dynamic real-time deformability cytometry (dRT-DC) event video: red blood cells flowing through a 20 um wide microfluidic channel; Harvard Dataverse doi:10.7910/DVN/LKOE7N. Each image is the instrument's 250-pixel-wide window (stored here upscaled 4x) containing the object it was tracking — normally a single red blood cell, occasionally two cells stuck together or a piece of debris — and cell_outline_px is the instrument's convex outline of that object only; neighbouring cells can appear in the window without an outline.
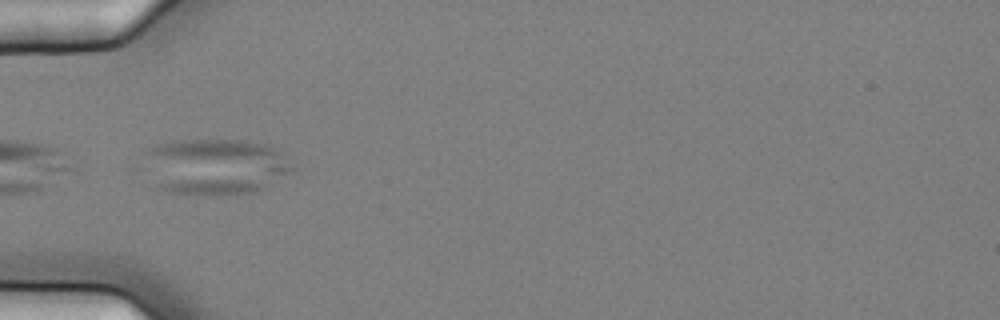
{"species": "common noctule bat (a hibernating species)", "species_latin": "Nyctalus noctula", "temperature_condition": "cold", "stored_images_in_passage": 7, "camera_frame_rate_fps": 3000, "um_per_image_px": 0.085, "animal": {"sex": "female", "body_mass_g": 25.1}, "frame": {"image": 1, "passage_image": 7, "time_ms": 2.0, "image_size_px": [1000, 320], "cell_outline_px": [[296, 168], [292, 172], [264, 188], [256, 192], [216, 196], [196, 196], [168, 192], [152, 188], [144, 156], [144, 152], [156, 144], [172, 140], [244, 140], [268, 144], [276, 148]], "centroid_in_image_um": [18.25, 14.18], "position_along_channel_um": 66.7, "area_um2": 49.88}}